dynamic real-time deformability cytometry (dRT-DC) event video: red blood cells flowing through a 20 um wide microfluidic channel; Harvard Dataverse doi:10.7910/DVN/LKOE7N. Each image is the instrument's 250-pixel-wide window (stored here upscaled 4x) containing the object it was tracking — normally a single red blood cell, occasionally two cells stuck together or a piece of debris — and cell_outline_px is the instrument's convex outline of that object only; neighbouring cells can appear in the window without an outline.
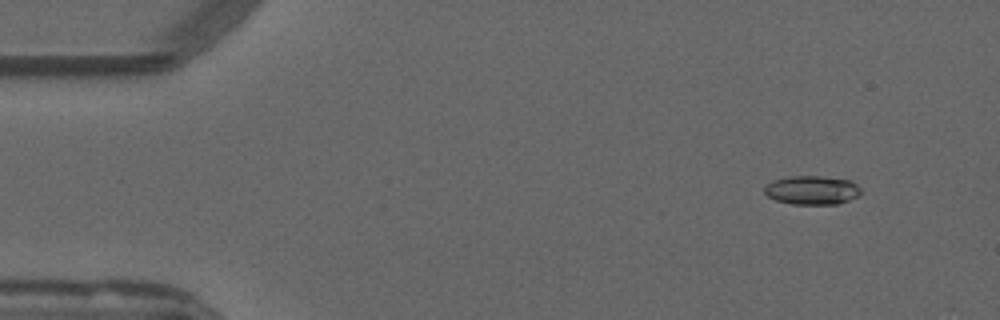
{"species": "common noctule bat (a hibernating species)", "species_latin": "Nyctalus noctula", "temperature_condition": "warm", "stored_images_in_passage": 15, "camera_frame_rate_fps": 3000, "um_per_image_px": 0.085, "animal": {"sex": "male", "forearm_length_mm": 52.5}, "frame": {"image": 1, "passage_image": 5, "time_ms": 1.333, "image_size_px": [1000, 320], "cell_outline_px": [[860, 196], [836, 204], [792, 204], [776, 200], [768, 196], [764, 192], [764, 188], [768, 184], [776, 180], [792, 176], [820, 176], [848, 180], [856, 184], [860, 188]], "centroid_in_image_um": [69.04, 16.17], "position_along_channel_um": 16.0, "area_um2": 15.95}}